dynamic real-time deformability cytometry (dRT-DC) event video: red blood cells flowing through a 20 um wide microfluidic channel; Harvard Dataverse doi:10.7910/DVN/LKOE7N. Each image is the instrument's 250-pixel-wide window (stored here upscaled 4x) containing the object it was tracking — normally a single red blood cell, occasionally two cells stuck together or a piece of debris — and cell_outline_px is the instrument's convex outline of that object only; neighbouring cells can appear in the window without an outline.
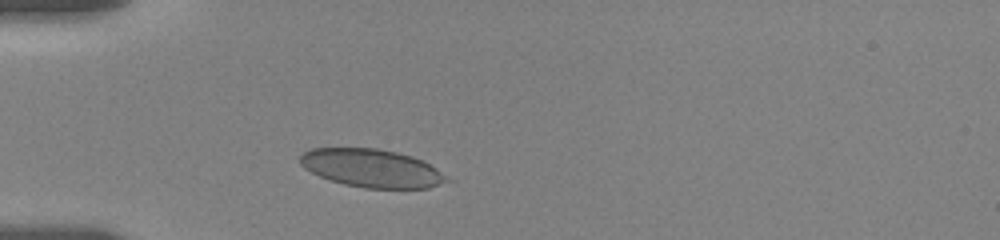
{"species": "human", "species_latin": "Homo sapiens", "temperature_condition": "room temperature", "stored_images_in_passage": 26, "camera_frame_rate_fps": 3000, "um_per_image_px": 0.085, "donor": {"sex": "female"}, "frame": {"image": 1, "passage_image": 1, "time_ms": 0.0, "image_size_px": [1000, 240], "cell_outline_px": [[456, 180], [428, 188], [364, 188], [344, 184], [320, 176], [304, 168], [300, 164], [300, 156], [304, 152], [312, 148], [376, 148], [396, 152], [412, 156], [436, 168]], "centroid_in_image_um": [31.65, 14.3], "position_along_channel_um": 53.3, "area_um2": 32.66}}
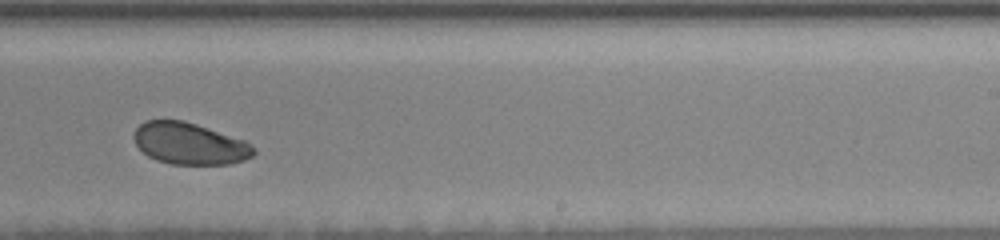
{"frame": {"image": 2, "passage_image": 14, "time_ms": 6.667, "image_size_px": [1000, 240], "cell_outline_px": [[256, 152], [252, 156], [244, 160], [228, 164], [172, 164], [156, 160], [148, 156], [136, 144], [132, 136], [136, 128], [144, 120], [184, 120], [244, 140], [252, 144], [256, 148]], "centroid_in_image_um": [16.11, 12.2], "position_along_channel_um": 272.9, "area_um2": 29.13}}
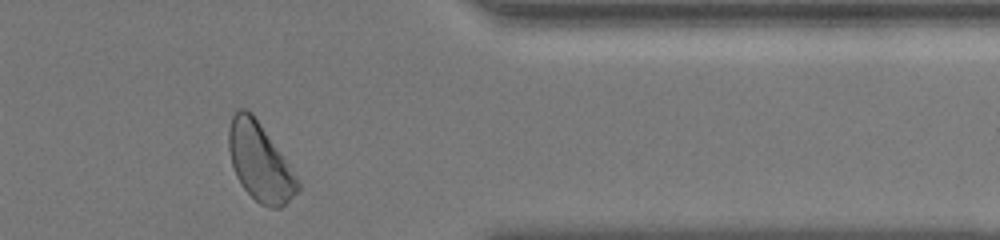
{"frame": {"image": 3, "passage_image": 24, "time_ms": 10.333, "image_size_px": [1000, 240], "cell_outline_px": [[300, 188], [280, 208], [268, 208], [260, 204], [240, 184], [236, 176], [232, 164], [228, 148], [228, 128], [232, 116], [236, 108], [244, 108], [252, 112], [300, 180]], "centroid_in_image_um": [22.07, 13.75], "position_along_channel_um": 389.3, "area_um2": 31.21}, "authors_computed_cell_mechanics": {"area_um2": 30.5473, "velocity_mm_per_s": 3.4754, "shape_relaxation_time_tau1_ms": 2.3645, "shape_relaxation_time_tau2_ms": null, "deformation_change_tau1": 0.0679, "deformation_change_tau2": null}}